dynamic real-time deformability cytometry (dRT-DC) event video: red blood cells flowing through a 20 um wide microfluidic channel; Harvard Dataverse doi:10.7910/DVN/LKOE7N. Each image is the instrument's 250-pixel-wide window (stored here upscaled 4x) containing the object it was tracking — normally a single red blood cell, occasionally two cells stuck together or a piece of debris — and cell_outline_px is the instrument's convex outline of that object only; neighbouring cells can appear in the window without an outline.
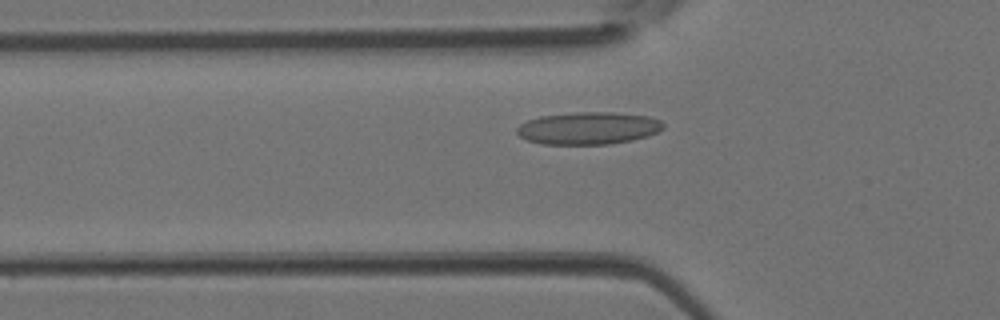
{"species": "Egyptian fruit bat (a non-hibernating species)", "species_latin": "Rousettus aegyptiacus", "temperature_condition": "room temperature", "stored_images_in_passage": 32, "camera_frame_rate_fps": 3000, "um_per_image_px": 0.085, "animal": {"sex": "female"}, "frame": {"image": 1, "passage_image": 5, "time_ms": 1.333, "image_size_px": [1000, 320], "cell_outline_px": [[664, 128], [648, 136], [632, 140], [608, 144], [540, 144], [528, 140], [520, 136], [516, 132], [516, 128], [520, 124], [528, 120], [540, 116], [576, 112], [612, 112], [648, 116], [660, 120], [664, 124]], "centroid_in_image_um": [50.0, 10.89], "position_along_channel_um": 75.8, "area_um2": 27.63}}
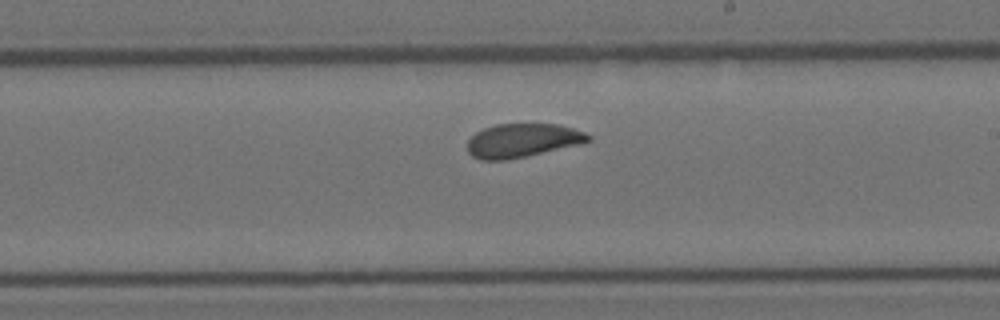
{"frame": {"image": 2, "passage_image": 16, "time_ms": 5.0, "image_size_px": [1000, 320], "cell_outline_px": [[592, 140], [580, 144], [524, 156], [504, 160], [480, 160], [472, 156], [468, 152], [468, 140], [476, 132], [484, 128], [496, 124], [556, 124], [572, 128], [584, 132], [592, 136]], "centroid_in_image_um": [44.4, 11.93], "position_along_channel_um": 244.6, "area_um2": 23.52}}
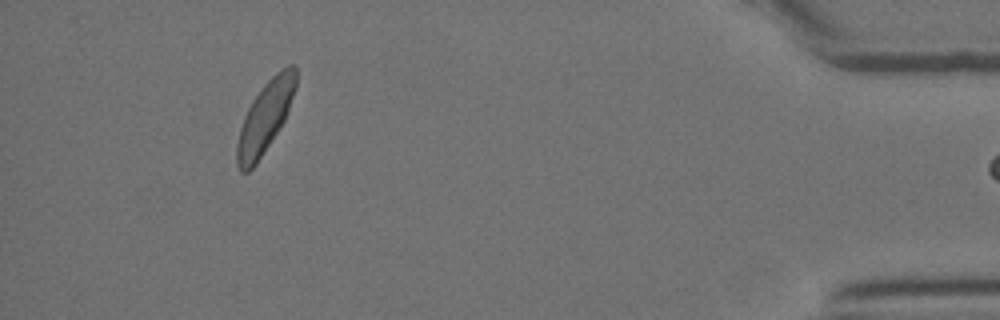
{"frame": {"image": 3, "passage_image": 31, "time_ms": 10.0, "image_size_px": [1000, 320], "cell_outline_px": [[296, 88], [284, 120], [256, 164], [248, 172], [240, 172], [236, 164], [236, 144], [240, 128], [244, 116], [252, 100], [264, 84], [276, 72], [288, 64], [292, 64], [296, 68]], "centroid_in_image_um": [22.51, 9.96], "position_along_channel_um": 412.7, "area_um2": 24.16}}